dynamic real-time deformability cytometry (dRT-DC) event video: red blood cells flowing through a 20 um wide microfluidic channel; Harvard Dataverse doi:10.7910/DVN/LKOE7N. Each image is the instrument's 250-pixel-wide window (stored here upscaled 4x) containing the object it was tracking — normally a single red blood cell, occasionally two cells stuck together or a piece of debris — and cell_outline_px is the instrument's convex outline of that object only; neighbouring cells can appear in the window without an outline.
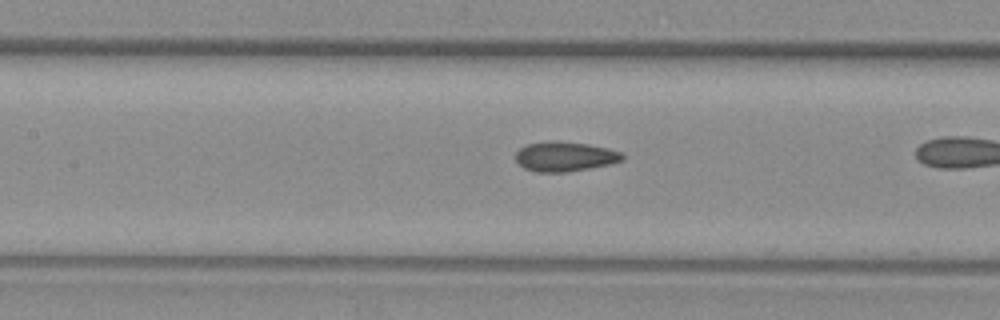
{"species": "common noctule bat (a hibernating species)", "species_latin": "Nyctalus noctula", "temperature_condition": "warm", "stored_images_in_passage": 21, "camera_frame_rate_fps": 3000, "um_per_image_px": 0.085, "animal": {"sex": "female", "body_mass_g": 29.2, "forearm_length_mm": 56.3}, "frame": {"image": 1, "passage_image": 12, "time_ms": 3.667, "image_size_px": [1000, 320], "cell_outline_px": [[624, 160], [608, 164], [568, 172], [536, 172], [524, 168], [516, 160], [516, 152], [520, 148], [528, 144], [548, 140], [556, 140], [588, 144], [608, 148], [620, 152], [624, 156]], "centroid_in_image_um": [48.0, 13.29], "position_along_channel_um": 159.4, "area_um2": 18.5}}
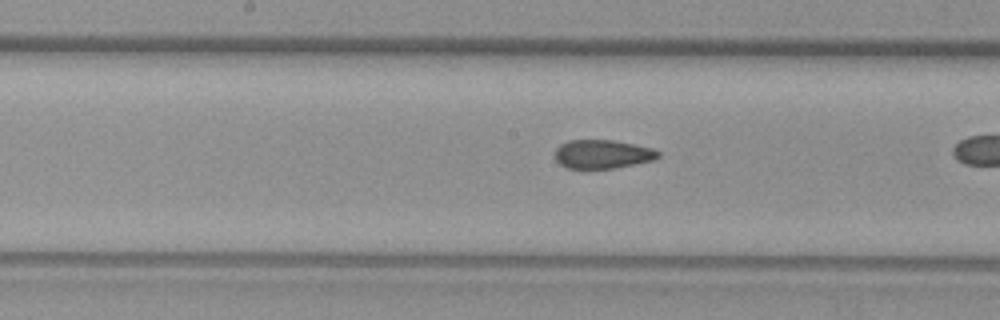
{"frame": {"image": 2, "passage_image": 15, "time_ms": 4.667, "image_size_px": [1000, 320], "cell_outline_px": [[660, 156], [656, 160], [616, 168], [568, 168], [560, 164], [556, 160], [556, 148], [560, 144], [568, 140], [612, 140], [652, 148], [660, 152]], "centroid_in_image_um": [51.24, 13.1], "position_along_channel_um": 197.0, "area_um2": 17.28}}